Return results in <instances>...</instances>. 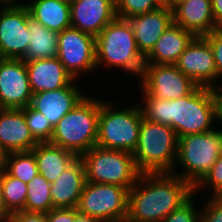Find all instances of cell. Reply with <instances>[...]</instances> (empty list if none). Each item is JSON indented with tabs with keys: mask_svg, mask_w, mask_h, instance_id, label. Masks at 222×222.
<instances>
[{
	"mask_svg": "<svg viewBox=\"0 0 222 222\" xmlns=\"http://www.w3.org/2000/svg\"><path fill=\"white\" fill-rule=\"evenodd\" d=\"M194 195V187L173 173L140 174L129 190L128 222H161Z\"/></svg>",
	"mask_w": 222,
	"mask_h": 222,
	"instance_id": "cell-1",
	"label": "cell"
},
{
	"mask_svg": "<svg viewBox=\"0 0 222 222\" xmlns=\"http://www.w3.org/2000/svg\"><path fill=\"white\" fill-rule=\"evenodd\" d=\"M143 117L154 123L169 125L177 137L213 130L216 121L213 88L198 86L179 99H157L141 93Z\"/></svg>",
	"mask_w": 222,
	"mask_h": 222,
	"instance_id": "cell-2",
	"label": "cell"
},
{
	"mask_svg": "<svg viewBox=\"0 0 222 222\" xmlns=\"http://www.w3.org/2000/svg\"><path fill=\"white\" fill-rule=\"evenodd\" d=\"M96 68H120L142 75L145 58L139 52L134 33L126 19L115 18L95 37Z\"/></svg>",
	"mask_w": 222,
	"mask_h": 222,
	"instance_id": "cell-3",
	"label": "cell"
},
{
	"mask_svg": "<svg viewBox=\"0 0 222 222\" xmlns=\"http://www.w3.org/2000/svg\"><path fill=\"white\" fill-rule=\"evenodd\" d=\"M141 174L172 173L178 154V137L169 125L141 120L137 146L132 153Z\"/></svg>",
	"mask_w": 222,
	"mask_h": 222,
	"instance_id": "cell-4",
	"label": "cell"
},
{
	"mask_svg": "<svg viewBox=\"0 0 222 222\" xmlns=\"http://www.w3.org/2000/svg\"><path fill=\"white\" fill-rule=\"evenodd\" d=\"M99 99L86 95L54 126L50 144L80 157L96 146Z\"/></svg>",
	"mask_w": 222,
	"mask_h": 222,
	"instance_id": "cell-5",
	"label": "cell"
},
{
	"mask_svg": "<svg viewBox=\"0 0 222 222\" xmlns=\"http://www.w3.org/2000/svg\"><path fill=\"white\" fill-rule=\"evenodd\" d=\"M113 102L99 100L96 146L133 153L139 137L143 114L139 104L118 110ZM116 108V109H115Z\"/></svg>",
	"mask_w": 222,
	"mask_h": 222,
	"instance_id": "cell-6",
	"label": "cell"
},
{
	"mask_svg": "<svg viewBox=\"0 0 222 222\" xmlns=\"http://www.w3.org/2000/svg\"><path fill=\"white\" fill-rule=\"evenodd\" d=\"M222 154V129L214 128L209 132L188 134L178 138L176 166L183 171L172 173L195 187L209 172Z\"/></svg>",
	"mask_w": 222,
	"mask_h": 222,
	"instance_id": "cell-7",
	"label": "cell"
},
{
	"mask_svg": "<svg viewBox=\"0 0 222 222\" xmlns=\"http://www.w3.org/2000/svg\"><path fill=\"white\" fill-rule=\"evenodd\" d=\"M87 182L116 184L131 189L141 174L132 153L92 147L80 156Z\"/></svg>",
	"mask_w": 222,
	"mask_h": 222,
	"instance_id": "cell-8",
	"label": "cell"
},
{
	"mask_svg": "<svg viewBox=\"0 0 222 222\" xmlns=\"http://www.w3.org/2000/svg\"><path fill=\"white\" fill-rule=\"evenodd\" d=\"M129 189L116 184L86 182L76 207L99 222H122L128 216Z\"/></svg>",
	"mask_w": 222,
	"mask_h": 222,
	"instance_id": "cell-9",
	"label": "cell"
},
{
	"mask_svg": "<svg viewBox=\"0 0 222 222\" xmlns=\"http://www.w3.org/2000/svg\"><path fill=\"white\" fill-rule=\"evenodd\" d=\"M141 92L146 97L179 99L190 95L198 85L175 65L145 63L140 77Z\"/></svg>",
	"mask_w": 222,
	"mask_h": 222,
	"instance_id": "cell-10",
	"label": "cell"
},
{
	"mask_svg": "<svg viewBox=\"0 0 222 222\" xmlns=\"http://www.w3.org/2000/svg\"><path fill=\"white\" fill-rule=\"evenodd\" d=\"M57 58L75 79L96 70L95 36L70 27L59 32Z\"/></svg>",
	"mask_w": 222,
	"mask_h": 222,
	"instance_id": "cell-11",
	"label": "cell"
},
{
	"mask_svg": "<svg viewBox=\"0 0 222 222\" xmlns=\"http://www.w3.org/2000/svg\"><path fill=\"white\" fill-rule=\"evenodd\" d=\"M29 39L28 8L24 2L0 4V58L22 59Z\"/></svg>",
	"mask_w": 222,
	"mask_h": 222,
	"instance_id": "cell-12",
	"label": "cell"
},
{
	"mask_svg": "<svg viewBox=\"0 0 222 222\" xmlns=\"http://www.w3.org/2000/svg\"><path fill=\"white\" fill-rule=\"evenodd\" d=\"M174 65L198 86L217 87L215 60L211 46L204 36H195Z\"/></svg>",
	"mask_w": 222,
	"mask_h": 222,
	"instance_id": "cell-13",
	"label": "cell"
},
{
	"mask_svg": "<svg viewBox=\"0 0 222 222\" xmlns=\"http://www.w3.org/2000/svg\"><path fill=\"white\" fill-rule=\"evenodd\" d=\"M32 95L25 61L0 58V108L23 109Z\"/></svg>",
	"mask_w": 222,
	"mask_h": 222,
	"instance_id": "cell-14",
	"label": "cell"
},
{
	"mask_svg": "<svg viewBox=\"0 0 222 222\" xmlns=\"http://www.w3.org/2000/svg\"><path fill=\"white\" fill-rule=\"evenodd\" d=\"M70 12L73 28L96 37L116 18L115 0H73Z\"/></svg>",
	"mask_w": 222,
	"mask_h": 222,
	"instance_id": "cell-15",
	"label": "cell"
},
{
	"mask_svg": "<svg viewBox=\"0 0 222 222\" xmlns=\"http://www.w3.org/2000/svg\"><path fill=\"white\" fill-rule=\"evenodd\" d=\"M126 20L134 33L137 48L145 58L173 23V10L169 6H160L149 13L136 15Z\"/></svg>",
	"mask_w": 222,
	"mask_h": 222,
	"instance_id": "cell-16",
	"label": "cell"
},
{
	"mask_svg": "<svg viewBox=\"0 0 222 222\" xmlns=\"http://www.w3.org/2000/svg\"><path fill=\"white\" fill-rule=\"evenodd\" d=\"M77 80L58 90L38 92L32 95L31 106L45 115L54 127L87 94L77 87Z\"/></svg>",
	"mask_w": 222,
	"mask_h": 222,
	"instance_id": "cell-17",
	"label": "cell"
},
{
	"mask_svg": "<svg viewBox=\"0 0 222 222\" xmlns=\"http://www.w3.org/2000/svg\"><path fill=\"white\" fill-rule=\"evenodd\" d=\"M87 182L83 161L77 157L69 167L51 183L53 208H76Z\"/></svg>",
	"mask_w": 222,
	"mask_h": 222,
	"instance_id": "cell-18",
	"label": "cell"
},
{
	"mask_svg": "<svg viewBox=\"0 0 222 222\" xmlns=\"http://www.w3.org/2000/svg\"><path fill=\"white\" fill-rule=\"evenodd\" d=\"M0 144L8 153L31 151L38 144L27 126L23 109L0 108Z\"/></svg>",
	"mask_w": 222,
	"mask_h": 222,
	"instance_id": "cell-19",
	"label": "cell"
},
{
	"mask_svg": "<svg viewBox=\"0 0 222 222\" xmlns=\"http://www.w3.org/2000/svg\"><path fill=\"white\" fill-rule=\"evenodd\" d=\"M25 64L32 94L58 90L75 80L57 57L25 61Z\"/></svg>",
	"mask_w": 222,
	"mask_h": 222,
	"instance_id": "cell-20",
	"label": "cell"
},
{
	"mask_svg": "<svg viewBox=\"0 0 222 222\" xmlns=\"http://www.w3.org/2000/svg\"><path fill=\"white\" fill-rule=\"evenodd\" d=\"M172 10L173 22L195 36H204L219 28L214 21L211 0H183Z\"/></svg>",
	"mask_w": 222,
	"mask_h": 222,
	"instance_id": "cell-21",
	"label": "cell"
},
{
	"mask_svg": "<svg viewBox=\"0 0 222 222\" xmlns=\"http://www.w3.org/2000/svg\"><path fill=\"white\" fill-rule=\"evenodd\" d=\"M195 35L174 22L158 39L145 63L174 65Z\"/></svg>",
	"mask_w": 222,
	"mask_h": 222,
	"instance_id": "cell-22",
	"label": "cell"
},
{
	"mask_svg": "<svg viewBox=\"0 0 222 222\" xmlns=\"http://www.w3.org/2000/svg\"><path fill=\"white\" fill-rule=\"evenodd\" d=\"M24 4L30 16L49 30L59 33L72 27L69 3L60 0H31Z\"/></svg>",
	"mask_w": 222,
	"mask_h": 222,
	"instance_id": "cell-23",
	"label": "cell"
},
{
	"mask_svg": "<svg viewBox=\"0 0 222 222\" xmlns=\"http://www.w3.org/2000/svg\"><path fill=\"white\" fill-rule=\"evenodd\" d=\"M31 152L36 159L38 173L50 183L78 157L73 152L50 143H38Z\"/></svg>",
	"mask_w": 222,
	"mask_h": 222,
	"instance_id": "cell-24",
	"label": "cell"
},
{
	"mask_svg": "<svg viewBox=\"0 0 222 222\" xmlns=\"http://www.w3.org/2000/svg\"><path fill=\"white\" fill-rule=\"evenodd\" d=\"M28 31L30 39L22 60L32 61L57 57L59 33L45 28L30 16L29 10Z\"/></svg>",
	"mask_w": 222,
	"mask_h": 222,
	"instance_id": "cell-25",
	"label": "cell"
},
{
	"mask_svg": "<svg viewBox=\"0 0 222 222\" xmlns=\"http://www.w3.org/2000/svg\"><path fill=\"white\" fill-rule=\"evenodd\" d=\"M51 183L41 174H37L27 184V198L24 211L35 213H48L53 208L50 195Z\"/></svg>",
	"mask_w": 222,
	"mask_h": 222,
	"instance_id": "cell-26",
	"label": "cell"
},
{
	"mask_svg": "<svg viewBox=\"0 0 222 222\" xmlns=\"http://www.w3.org/2000/svg\"><path fill=\"white\" fill-rule=\"evenodd\" d=\"M3 204L6 211L12 214L24 211L27 198V183L10 176L5 170L0 173Z\"/></svg>",
	"mask_w": 222,
	"mask_h": 222,
	"instance_id": "cell-27",
	"label": "cell"
},
{
	"mask_svg": "<svg viewBox=\"0 0 222 222\" xmlns=\"http://www.w3.org/2000/svg\"><path fill=\"white\" fill-rule=\"evenodd\" d=\"M5 171L28 184L38 174L34 154L31 151L8 153Z\"/></svg>",
	"mask_w": 222,
	"mask_h": 222,
	"instance_id": "cell-28",
	"label": "cell"
},
{
	"mask_svg": "<svg viewBox=\"0 0 222 222\" xmlns=\"http://www.w3.org/2000/svg\"><path fill=\"white\" fill-rule=\"evenodd\" d=\"M27 126L38 143H50L54 127L48 118L31 105L23 108Z\"/></svg>",
	"mask_w": 222,
	"mask_h": 222,
	"instance_id": "cell-29",
	"label": "cell"
},
{
	"mask_svg": "<svg viewBox=\"0 0 222 222\" xmlns=\"http://www.w3.org/2000/svg\"><path fill=\"white\" fill-rule=\"evenodd\" d=\"M160 7L156 0H115L116 17L127 19Z\"/></svg>",
	"mask_w": 222,
	"mask_h": 222,
	"instance_id": "cell-30",
	"label": "cell"
},
{
	"mask_svg": "<svg viewBox=\"0 0 222 222\" xmlns=\"http://www.w3.org/2000/svg\"><path fill=\"white\" fill-rule=\"evenodd\" d=\"M205 186L207 189L209 186L213 189L211 197H217L222 193V154L218 157L209 172L194 187V194L198 193L197 191H199V189L201 190Z\"/></svg>",
	"mask_w": 222,
	"mask_h": 222,
	"instance_id": "cell-31",
	"label": "cell"
},
{
	"mask_svg": "<svg viewBox=\"0 0 222 222\" xmlns=\"http://www.w3.org/2000/svg\"><path fill=\"white\" fill-rule=\"evenodd\" d=\"M194 195L180 208L174 210L161 222H200L201 210L196 208Z\"/></svg>",
	"mask_w": 222,
	"mask_h": 222,
	"instance_id": "cell-32",
	"label": "cell"
},
{
	"mask_svg": "<svg viewBox=\"0 0 222 222\" xmlns=\"http://www.w3.org/2000/svg\"><path fill=\"white\" fill-rule=\"evenodd\" d=\"M208 40L213 57L215 60V66L217 69V80L222 78V28H217L212 32L204 35Z\"/></svg>",
	"mask_w": 222,
	"mask_h": 222,
	"instance_id": "cell-33",
	"label": "cell"
},
{
	"mask_svg": "<svg viewBox=\"0 0 222 222\" xmlns=\"http://www.w3.org/2000/svg\"><path fill=\"white\" fill-rule=\"evenodd\" d=\"M200 210V222H222V201L218 197L210 196Z\"/></svg>",
	"mask_w": 222,
	"mask_h": 222,
	"instance_id": "cell-34",
	"label": "cell"
},
{
	"mask_svg": "<svg viewBox=\"0 0 222 222\" xmlns=\"http://www.w3.org/2000/svg\"><path fill=\"white\" fill-rule=\"evenodd\" d=\"M8 222H49L46 213L17 211L9 215Z\"/></svg>",
	"mask_w": 222,
	"mask_h": 222,
	"instance_id": "cell-35",
	"label": "cell"
},
{
	"mask_svg": "<svg viewBox=\"0 0 222 222\" xmlns=\"http://www.w3.org/2000/svg\"><path fill=\"white\" fill-rule=\"evenodd\" d=\"M46 214L49 222L74 221V208H54Z\"/></svg>",
	"mask_w": 222,
	"mask_h": 222,
	"instance_id": "cell-36",
	"label": "cell"
},
{
	"mask_svg": "<svg viewBox=\"0 0 222 222\" xmlns=\"http://www.w3.org/2000/svg\"><path fill=\"white\" fill-rule=\"evenodd\" d=\"M213 97L215 101V122L222 123V86H220V84L213 88Z\"/></svg>",
	"mask_w": 222,
	"mask_h": 222,
	"instance_id": "cell-37",
	"label": "cell"
},
{
	"mask_svg": "<svg viewBox=\"0 0 222 222\" xmlns=\"http://www.w3.org/2000/svg\"><path fill=\"white\" fill-rule=\"evenodd\" d=\"M211 5L215 24L222 28V0H211Z\"/></svg>",
	"mask_w": 222,
	"mask_h": 222,
	"instance_id": "cell-38",
	"label": "cell"
},
{
	"mask_svg": "<svg viewBox=\"0 0 222 222\" xmlns=\"http://www.w3.org/2000/svg\"><path fill=\"white\" fill-rule=\"evenodd\" d=\"M9 215L10 214L6 211L4 204H3L2 186H1V182H0V222H8Z\"/></svg>",
	"mask_w": 222,
	"mask_h": 222,
	"instance_id": "cell-39",
	"label": "cell"
},
{
	"mask_svg": "<svg viewBox=\"0 0 222 222\" xmlns=\"http://www.w3.org/2000/svg\"><path fill=\"white\" fill-rule=\"evenodd\" d=\"M73 222H99L97 219L80 214L76 208H74V221Z\"/></svg>",
	"mask_w": 222,
	"mask_h": 222,
	"instance_id": "cell-40",
	"label": "cell"
},
{
	"mask_svg": "<svg viewBox=\"0 0 222 222\" xmlns=\"http://www.w3.org/2000/svg\"><path fill=\"white\" fill-rule=\"evenodd\" d=\"M8 152L0 144V173L5 170Z\"/></svg>",
	"mask_w": 222,
	"mask_h": 222,
	"instance_id": "cell-41",
	"label": "cell"
},
{
	"mask_svg": "<svg viewBox=\"0 0 222 222\" xmlns=\"http://www.w3.org/2000/svg\"><path fill=\"white\" fill-rule=\"evenodd\" d=\"M160 6H169L171 8V0H156Z\"/></svg>",
	"mask_w": 222,
	"mask_h": 222,
	"instance_id": "cell-42",
	"label": "cell"
},
{
	"mask_svg": "<svg viewBox=\"0 0 222 222\" xmlns=\"http://www.w3.org/2000/svg\"><path fill=\"white\" fill-rule=\"evenodd\" d=\"M19 0H0V4H13L18 3Z\"/></svg>",
	"mask_w": 222,
	"mask_h": 222,
	"instance_id": "cell-43",
	"label": "cell"
},
{
	"mask_svg": "<svg viewBox=\"0 0 222 222\" xmlns=\"http://www.w3.org/2000/svg\"><path fill=\"white\" fill-rule=\"evenodd\" d=\"M183 0H171V8H173L178 2H181Z\"/></svg>",
	"mask_w": 222,
	"mask_h": 222,
	"instance_id": "cell-44",
	"label": "cell"
},
{
	"mask_svg": "<svg viewBox=\"0 0 222 222\" xmlns=\"http://www.w3.org/2000/svg\"><path fill=\"white\" fill-rule=\"evenodd\" d=\"M60 1H63V2L69 3V4H71L73 2V0H60Z\"/></svg>",
	"mask_w": 222,
	"mask_h": 222,
	"instance_id": "cell-45",
	"label": "cell"
},
{
	"mask_svg": "<svg viewBox=\"0 0 222 222\" xmlns=\"http://www.w3.org/2000/svg\"><path fill=\"white\" fill-rule=\"evenodd\" d=\"M222 201V193L217 196Z\"/></svg>",
	"mask_w": 222,
	"mask_h": 222,
	"instance_id": "cell-46",
	"label": "cell"
}]
</instances>
